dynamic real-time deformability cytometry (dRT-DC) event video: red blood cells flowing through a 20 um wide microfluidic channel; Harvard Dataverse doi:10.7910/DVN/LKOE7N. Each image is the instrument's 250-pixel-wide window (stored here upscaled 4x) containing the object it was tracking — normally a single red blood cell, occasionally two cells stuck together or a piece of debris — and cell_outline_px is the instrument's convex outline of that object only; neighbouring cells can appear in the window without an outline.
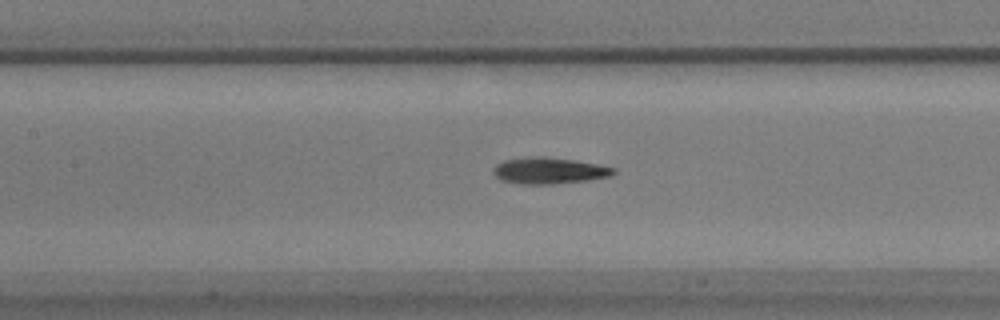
{"species": "common noctule bat (a hibernating species)", "species_latin": "Nyctalus noctula", "temperature_condition": "warm", "stored_images_in_passage": 40, "camera_frame_rate_fps": 3000, "um_per_image_px": 0.085, "animal": {"sex": "male", "body_mass_g": 17.9}, "frame": {"image": 1, "passage_image": 9, "time_ms": 2.667, "image_size_px": [1000, 320], "cell_outline_px": [[616, 172], [612, 176], [588, 180], [552, 184], [520, 184], [500, 180], [492, 172], [492, 168], [496, 164], [504, 160], [532, 156], [544, 156], [576, 160], [616, 168]], "centroid_in_image_um": [46.66, 14.5], "position_along_channel_um": 160.7, "area_um2": 18.67}}
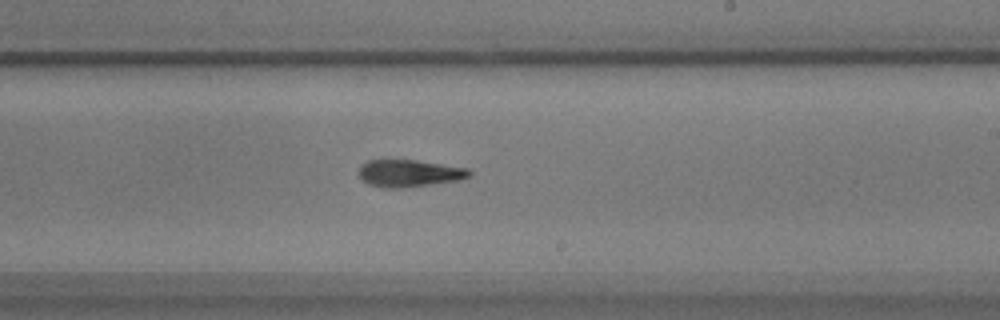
{"frame": {"image": 2, "passage_image": 17, "time_ms": 5.333, "image_size_px": [1000, 320], "cell_outline_px": [[472, 176], [460, 180], [400, 188], [384, 188], [368, 184], [360, 176], [360, 168], [368, 160], [416, 160], [468, 168], [472, 172]], "centroid_in_image_um": [34.84, 14.73], "position_along_channel_um": 254.2, "area_um2": 17.34}}
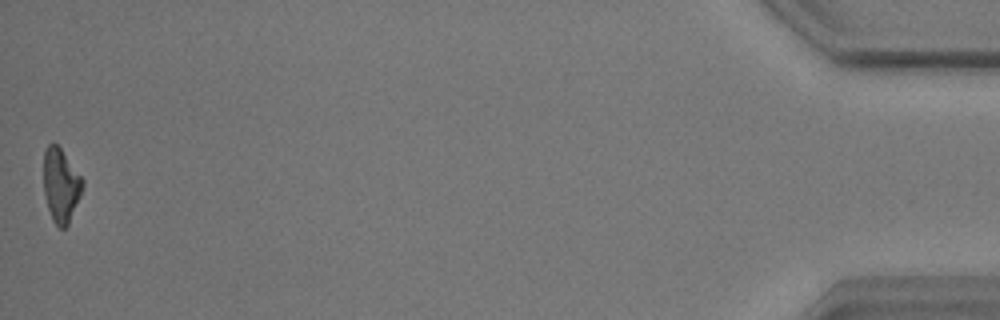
{"frame": {"image": 3, "passage_image": 40, "time_ms": 13.0, "image_size_px": [1000, 320], "cell_outline_px": [[84, 184], [80, 196], [68, 224], [64, 228], [60, 228], [52, 220], [48, 208], [44, 192], [44, 152], [48, 144], [56, 144], [60, 148], [84, 180]], "centroid_in_image_um": [5.17, 15.75], "position_along_channel_um": 430.0, "area_um2": 16.47}, "authors_computed_cell_mechanics": {"area_um2": 17.629, "velocity_mm_per_s": 3.5308, "shape_relaxation_time_tau1_ms": 3.8605, "shape_relaxation_time_tau2_ms": 5.8562, "deformation_change_tau1": 0.1621, "deformation_change_tau2": 0.1713}}